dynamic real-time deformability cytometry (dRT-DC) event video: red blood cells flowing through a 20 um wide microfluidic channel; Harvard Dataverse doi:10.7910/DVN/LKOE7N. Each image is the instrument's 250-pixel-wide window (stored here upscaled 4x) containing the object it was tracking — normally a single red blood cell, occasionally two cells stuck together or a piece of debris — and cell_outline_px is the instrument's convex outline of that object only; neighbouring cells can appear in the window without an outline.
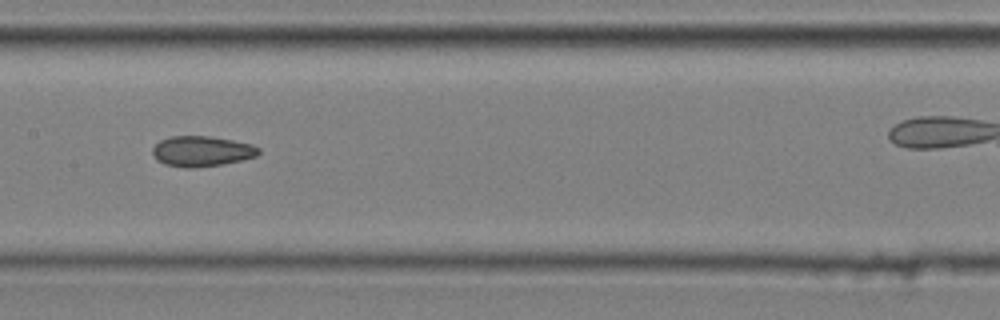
{"species": "common noctule bat (a hibernating species)", "species_latin": "Nyctalus noctula", "temperature_condition": "cold", "stored_images_in_passage": 10, "camera_frame_rate_fps": 3000, "um_per_image_px": 0.085, "animal": {"sex": "male", "body_mass_g": 20.4}, "frame": {"image": 1, "passage_image": 6, "time_ms": 1.667, "image_size_px": [1000, 320], "cell_outline_px": [[260, 152], [256, 156], [240, 160], [220, 164], [192, 168], [184, 168], [164, 164], [156, 160], [152, 152], [152, 148], [160, 140], [172, 136], [208, 136], [232, 140], [252, 144], [260, 148]], "centroid_in_image_um": [17.12, 12.85], "position_along_channel_um": 190.3, "area_um2": 18.73}}
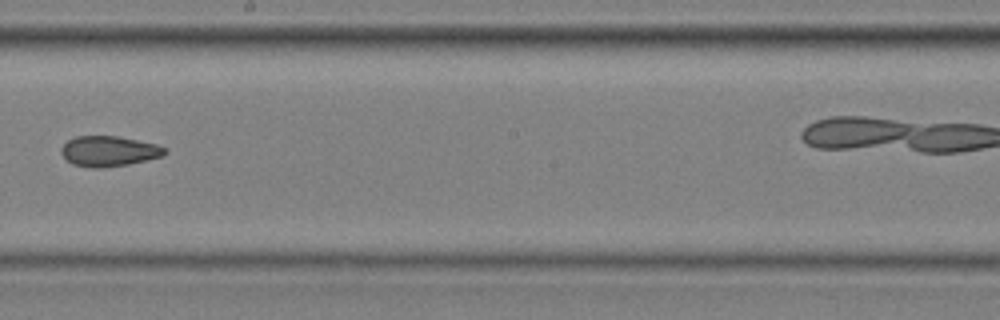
{"frame": {"image": 2, "passage_image": 7, "time_ms": 2.0, "image_size_px": [1000, 320], "cell_outline_px": [[168, 152], [164, 156], [128, 164], [100, 168], [92, 168], [72, 164], [60, 152], [60, 148], [68, 140], [76, 136], [116, 136], [156, 144], [168, 148]], "centroid_in_image_um": [9.27, 12.85], "position_along_channel_um": 238.9, "area_um2": 18.32}}